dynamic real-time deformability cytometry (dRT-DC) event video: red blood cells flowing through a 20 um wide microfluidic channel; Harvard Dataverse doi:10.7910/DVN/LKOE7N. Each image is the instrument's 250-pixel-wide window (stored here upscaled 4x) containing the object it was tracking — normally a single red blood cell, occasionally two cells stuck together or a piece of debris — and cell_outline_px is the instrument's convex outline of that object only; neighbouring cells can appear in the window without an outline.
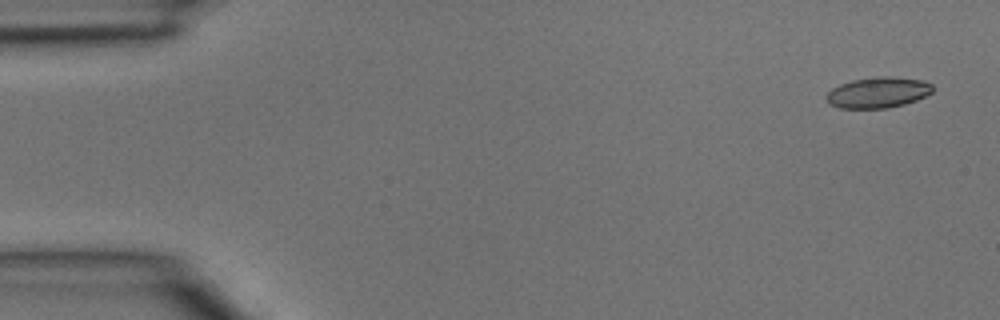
{"species": "common noctule bat (a hibernating species)", "species_latin": "Nyctalus noctula", "temperature_condition": "room temperature", "stored_images_in_passage": 4, "camera_frame_rate_fps": 3000, "um_per_image_px": 0.085, "animal": {"sex": "male", "body_mass_g": 15.6}, "frame": {"image": 1, "passage_image": 1, "time_ms": 0.0, "image_size_px": [1000, 320], "cell_outline_px": [[932, 92], [916, 100], [904, 104], [888, 108], [840, 108], [832, 104], [824, 96], [832, 88], [840, 84], [852, 80], [876, 76], [892, 76], [920, 80], [932, 84]], "centroid_in_image_um": [74.62, 7.85], "position_along_channel_um": 10.4, "area_um2": 18.96}}